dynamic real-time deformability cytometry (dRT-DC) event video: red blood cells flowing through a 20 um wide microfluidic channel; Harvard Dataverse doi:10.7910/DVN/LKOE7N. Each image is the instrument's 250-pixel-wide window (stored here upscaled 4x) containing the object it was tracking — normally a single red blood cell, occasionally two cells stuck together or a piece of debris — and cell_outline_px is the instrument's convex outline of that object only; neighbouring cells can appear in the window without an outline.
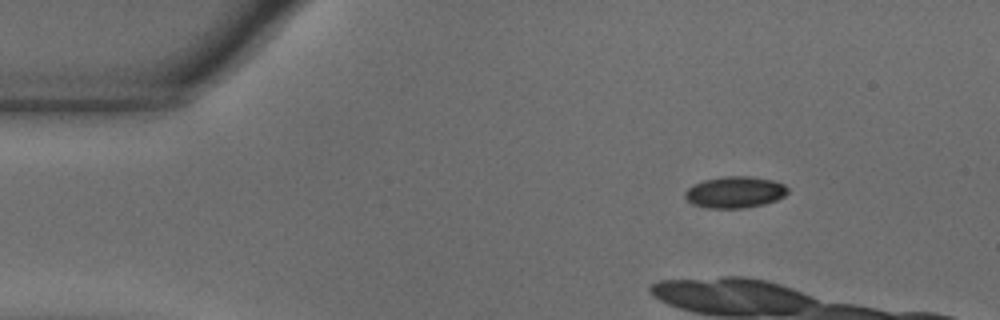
{"species": "common noctule bat (a hibernating species)", "species_latin": "Nyctalus noctula", "temperature_condition": "warm", "stored_images_in_passage": 11, "camera_frame_rate_fps": 3000, "um_per_image_px": 0.085, "animal": {"sex": "male", "body_mass_g": 18.8}, "frame": {"image": 1, "passage_image": 1, "time_ms": 0.0, "image_size_px": [1000, 320], "cell_outline_px": [[788, 192], [784, 196], [776, 200], [764, 204], [744, 208], [708, 208], [692, 204], [684, 196], [684, 192], [692, 184], [704, 180], [724, 176], [748, 176], [772, 180], [784, 184], [788, 188]], "centroid_in_image_um": [62.45, 16.33], "position_along_channel_um": 22.5, "area_um2": 18.9}}